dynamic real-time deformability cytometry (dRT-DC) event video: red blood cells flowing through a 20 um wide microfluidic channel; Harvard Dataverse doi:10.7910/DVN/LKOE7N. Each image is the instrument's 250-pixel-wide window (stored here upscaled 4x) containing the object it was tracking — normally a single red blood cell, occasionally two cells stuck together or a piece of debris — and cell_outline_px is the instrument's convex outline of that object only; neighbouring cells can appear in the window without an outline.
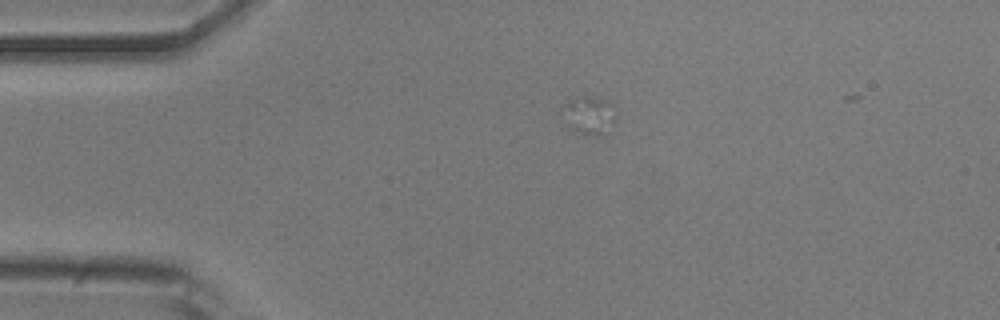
{"species": "common noctule bat (a hibernating species)", "species_latin": "Nyctalus noctula", "temperature_condition": "room temperature", "stored_images_in_passage": 11, "camera_frame_rate_fps": 3000, "um_per_image_px": 0.085, "animal": {"sex": "male", "body_mass_g": 20.5, "forearm_length_mm": 52.5}, "frame": {"image": 1, "passage_image": 6, "time_ms": 1.667, "image_size_px": [1000, 320], "cell_outline_px": [[616, 124], [600, 136], [584, 136], [572, 132], [568, 124], [564, 104], [572, 100], [588, 96], [596, 96], [612, 104], [616, 116]], "centroid_in_image_um": [50.16, 9.86], "position_along_channel_um": 34.8, "area_um2": 11.85}}